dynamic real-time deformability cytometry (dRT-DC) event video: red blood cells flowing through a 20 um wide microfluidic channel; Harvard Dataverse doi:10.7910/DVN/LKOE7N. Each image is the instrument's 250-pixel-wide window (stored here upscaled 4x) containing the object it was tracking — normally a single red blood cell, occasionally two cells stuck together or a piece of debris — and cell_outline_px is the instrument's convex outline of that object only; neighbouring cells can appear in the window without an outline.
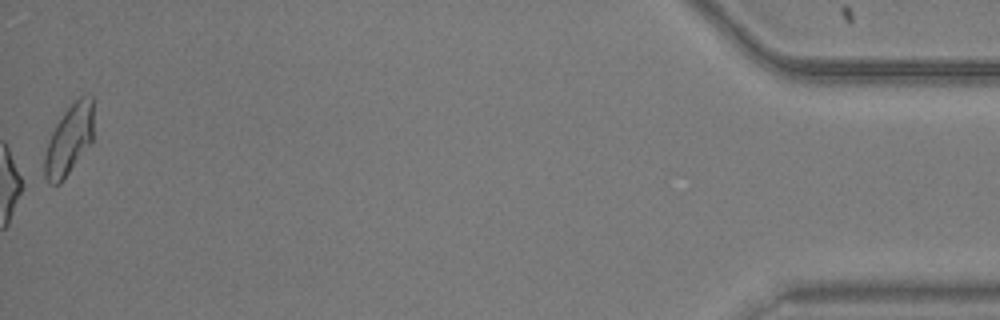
{"species": "common noctule bat (a hibernating species)", "species_latin": "Nyctalus noctula", "temperature_condition": "warm", "stored_images_in_passage": 54, "camera_frame_rate_fps": 3000, "um_per_image_px": 0.085, "animal": {"sex": "male", "body_mass_g": 20.5, "forearm_length_mm": 52.5}, "frame": {"image": 1, "passage_image": 54, "time_ms": 17.667, "image_size_px": [1000, 320], "cell_outline_px": [[92, 140], [60, 184], [48, 184], [44, 176], [44, 156], [52, 132], [56, 124], [64, 112], [84, 92], [92, 96]], "centroid_in_image_um": [5.85, 11.88], "position_along_channel_um": 429.3, "area_um2": 19.59}, "authors_computed_cell_mechanics": {"area_um2": 17.1955, "velocity_mm_per_s": 3.9616, "shape_relaxation_time_tau1_ms": 7.356, "shape_relaxation_time_tau2_ms": 2.7884, "deformation_change_tau1": 0.2166, "deformation_change_tau2": 0.1115}}